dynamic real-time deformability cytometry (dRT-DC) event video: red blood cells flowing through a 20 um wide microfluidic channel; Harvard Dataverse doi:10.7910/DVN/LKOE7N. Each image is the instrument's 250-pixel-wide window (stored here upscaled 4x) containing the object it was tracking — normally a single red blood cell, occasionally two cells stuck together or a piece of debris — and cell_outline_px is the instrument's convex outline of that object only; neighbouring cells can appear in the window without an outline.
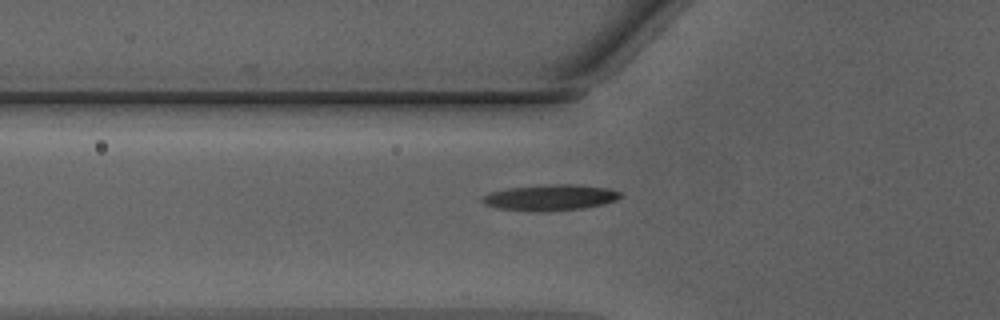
{"species": "Egyptian fruit bat (a non-hibernating species)", "species_latin": "Rousettus aegyptiacus", "temperature_condition": "warm", "stored_images_in_passage": 36, "camera_frame_rate_fps": 3000, "um_per_image_px": 0.085, "animal": {"sex": "male"}, "frame": {"image": 1, "passage_image": 6, "time_ms": 1.667, "image_size_px": [1000, 320], "cell_outline_px": [[624, 196], [616, 200], [604, 204], [580, 208], [548, 212], [536, 212], [496, 208], [484, 204], [480, 200], [484, 196], [492, 192], [508, 188], [548, 184], [580, 184], [608, 188], [620, 192]], "centroid_in_image_um": [46.79, 16.79], "position_along_channel_um": 79.0, "area_um2": 21.1}}
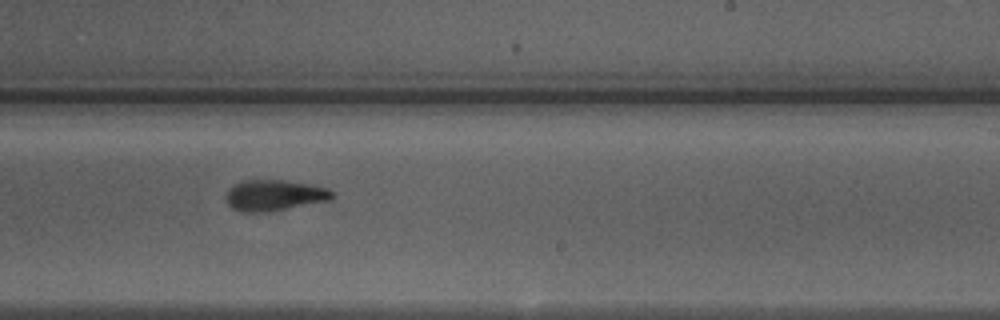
{"frame": {"image": 2, "passage_image": 19, "time_ms": 6.0, "image_size_px": [1000, 320], "cell_outline_px": [[336, 196], [332, 200], [272, 212], [240, 212], [232, 208], [224, 200], [224, 196], [228, 188], [232, 184], [240, 180], [284, 180], [312, 184], [328, 188], [336, 192]], "centroid_in_image_um": [23.33, 16.6], "position_along_channel_um": 265.7, "area_um2": 20.0}}
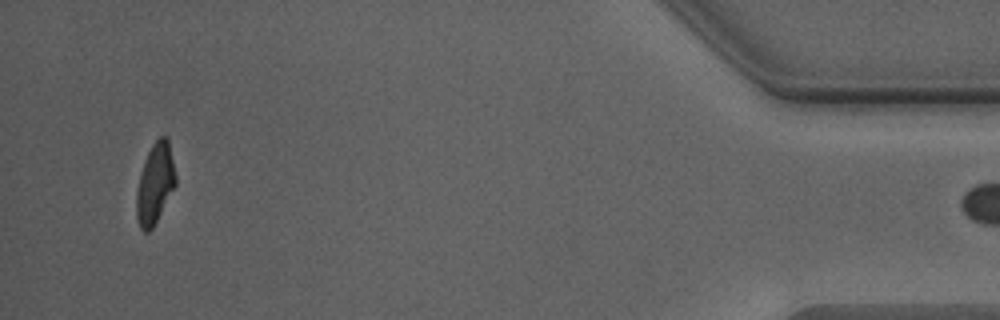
{"frame": {"image": 3, "passage_image": 35, "time_ms": 11.333, "image_size_px": [1000, 320], "cell_outline_px": [[176, 184], [152, 228], [148, 232], [144, 232], [140, 228], [136, 216], [136, 192], [144, 160], [152, 144], [160, 136], [168, 136], [176, 176]], "centroid_in_image_um": [13.17, 15.58], "position_along_channel_um": 422.0, "area_um2": 18.21}}